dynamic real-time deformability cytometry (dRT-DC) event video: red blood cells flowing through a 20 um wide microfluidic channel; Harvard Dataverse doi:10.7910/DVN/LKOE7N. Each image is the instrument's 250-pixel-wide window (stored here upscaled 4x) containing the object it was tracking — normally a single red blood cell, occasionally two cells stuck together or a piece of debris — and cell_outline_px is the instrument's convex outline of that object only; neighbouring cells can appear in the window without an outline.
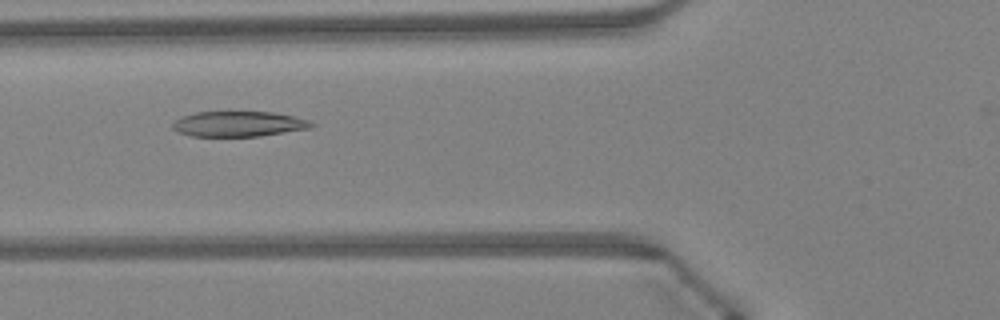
{"species": "Egyptian fruit bat (a non-hibernating species)", "species_latin": "Rousettus aegyptiacus", "temperature_condition": "warm", "stored_images_in_passage": 30, "camera_frame_rate_fps": 3000, "um_per_image_px": 0.085, "animal": {"sex": "female"}, "frame": {"image": 1, "passage_image": 5, "time_ms": 1.333, "image_size_px": [1000, 320], "cell_outline_px": [[316, 124], [312, 128], [260, 136], [192, 136], [180, 132], [172, 128], [172, 124], [176, 120], [184, 116], [196, 112], [272, 112], [312, 120]], "centroid_in_image_um": [20.35, 10.53], "position_along_channel_um": 105.4, "area_um2": 20.4}}
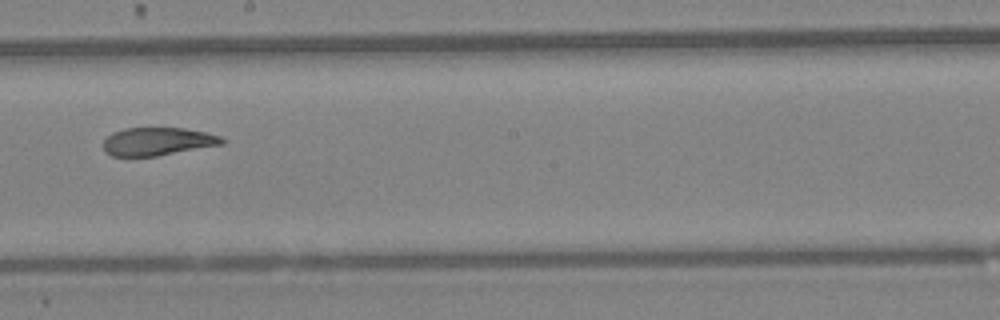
{"frame": {"image": 2, "passage_image": 14, "time_ms": 4.333, "image_size_px": [1000, 320], "cell_outline_px": [[228, 140], [224, 144], [156, 156], [112, 156], [104, 152], [104, 140], [112, 132], [124, 128], [184, 128], [204, 132], [220, 136]], "centroid_in_image_um": [13.41, 12.02], "position_along_channel_um": 234.8, "area_um2": 19.42}}
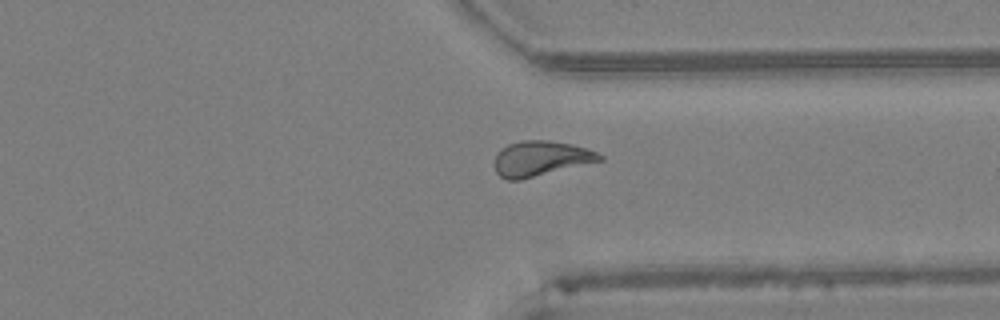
{"frame": {"image": 3, "passage_image": 23, "time_ms": 7.333, "image_size_px": [1000, 320], "cell_outline_px": [[604, 160], [520, 180], [504, 180], [496, 172], [496, 156], [500, 148], [508, 144], [520, 140], [548, 140], [572, 144], [596, 152], [604, 156]], "centroid_in_image_um": [45.96, 13.47], "position_along_channel_um": 365.4, "area_um2": 21.5}, "authors_computed_cell_mechanics": {"area_um2": 20.9814, "velocity_mm_per_s": 4.3277, "shape_relaxation_time_tau1_ms": 10.3241, "shape_relaxation_time_tau2_ms": 1.9933, "deformation_change_tau1": 0.256, "deformation_change_tau2": 0.0872}}